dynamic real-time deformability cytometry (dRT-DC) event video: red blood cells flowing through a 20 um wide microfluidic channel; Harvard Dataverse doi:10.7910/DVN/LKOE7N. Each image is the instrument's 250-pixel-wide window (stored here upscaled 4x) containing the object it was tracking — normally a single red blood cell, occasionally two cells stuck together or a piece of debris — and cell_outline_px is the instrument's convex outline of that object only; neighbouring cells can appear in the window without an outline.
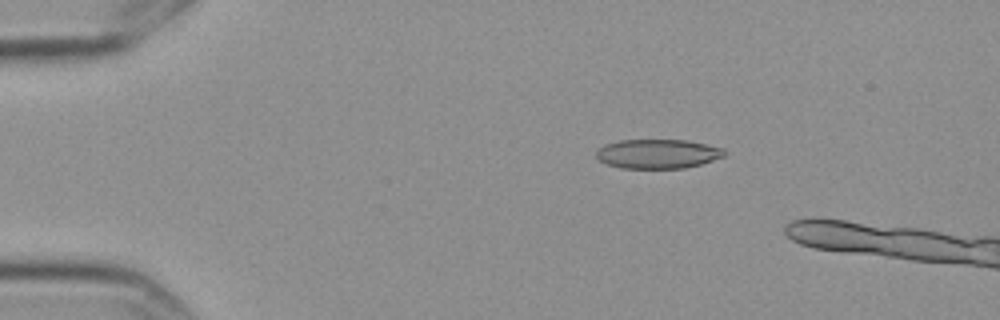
{"species": "Egyptian fruit bat (a non-hibernating species)", "species_latin": "Rousettus aegyptiacus", "temperature_condition": "cold", "stored_images_in_passage": 5, "camera_frame_rate_fps": 3000, "um_per_image_px": 0.085, "frame": {"image": 1, "passage_image": 3, "time_ms": 0.667, "image_size_px": [1000, 320], "cell_outline_px": [[728, 152], [724, 156], [700, 164], [684, 168], [620, 168], [608, 164], [600, 160], [596, 156], [596, 148], [604, 144], [620, 140], [688, 140], [724, 148]], "centroid_in_image_um": [55.9, 13.06], "position_along_channel_um": 29.1, "area_um2": 21.96}}